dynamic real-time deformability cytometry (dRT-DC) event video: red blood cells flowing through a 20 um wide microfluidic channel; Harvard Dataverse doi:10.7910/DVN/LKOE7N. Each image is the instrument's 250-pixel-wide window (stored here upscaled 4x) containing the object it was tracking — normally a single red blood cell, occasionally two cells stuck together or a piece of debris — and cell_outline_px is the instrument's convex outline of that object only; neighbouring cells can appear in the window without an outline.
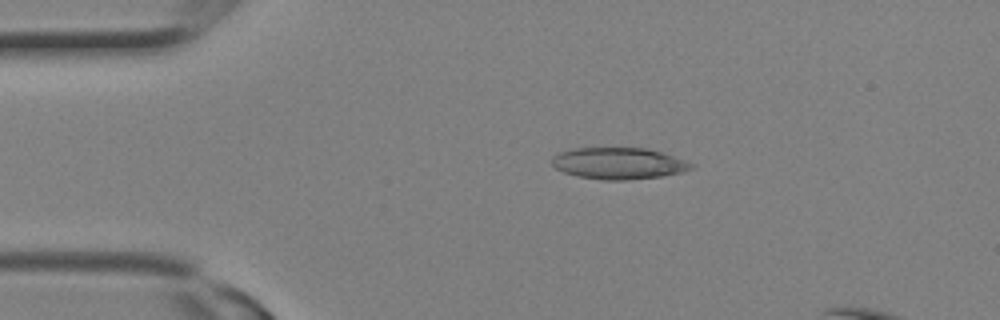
{"species": "Egyptian fruit bat (a non-hibernating species)", "species_latin": "Rousettus aegyptiacus", "temperature_condition": "room temperature", "stored_images_in_passage": 3, "camera_frame_rate_fps": 3000, "um_per_image_px": 0.085, "animal": {"sex": "female"}, "frame": {"image": 1, "passage_image": 2, "time_ms": 0.333, "image_size_px": [1000, 320], "cell_outline_px": [[696, 164], [692, 168], [684, 172], [660, 176], [628, 180], [604, 180], [576, 176], [564, 172], [556, 168], [552, 164], [552, 156], [560, 152], [572, 148], [648, 148]], "centroid_in_image_um": [52.57, 13.89], "position_along_channel_um": 32.4, "area_um2": 25.61}}